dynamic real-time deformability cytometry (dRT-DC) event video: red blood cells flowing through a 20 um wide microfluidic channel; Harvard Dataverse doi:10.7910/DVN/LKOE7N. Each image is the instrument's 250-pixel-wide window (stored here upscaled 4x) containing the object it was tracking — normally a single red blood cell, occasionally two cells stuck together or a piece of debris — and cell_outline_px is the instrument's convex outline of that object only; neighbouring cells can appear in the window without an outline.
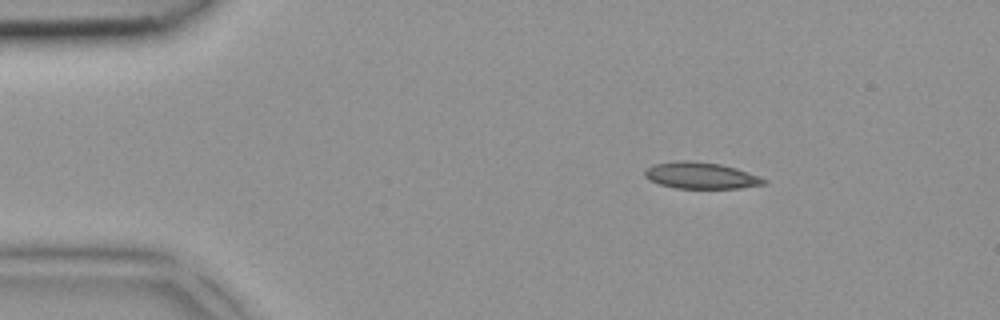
{"species": "common noctule bat (a hibernating species)", "species_latin": "Nyctalus noctula", "temperature_condition": "room temperature", "stored_images_in_passage": 4, "segment_of_instrument_passage": [1, 2], "camera_frame_rate_fps": 3000, "um_per_image_px": 0.085, "animal": {"sex": "female", "body_mass_g": 18.4}, "frame": {"image": 1, "passage_image": 1, "time_ms": 0.0, "image_size_px": [1000, 320], "cell_outline_px": [[768, 180], [764, 184], [740, 188], [676, 188], [660, 184], [644, 176], [644, 172], [652, 164], [680, 160], [688, 160], [720, 164], [736, 168]], "centroid_in_image_um": [59.56, 14.91], "position_along_channel_um": 25.4, "area_um2": 18.15}}
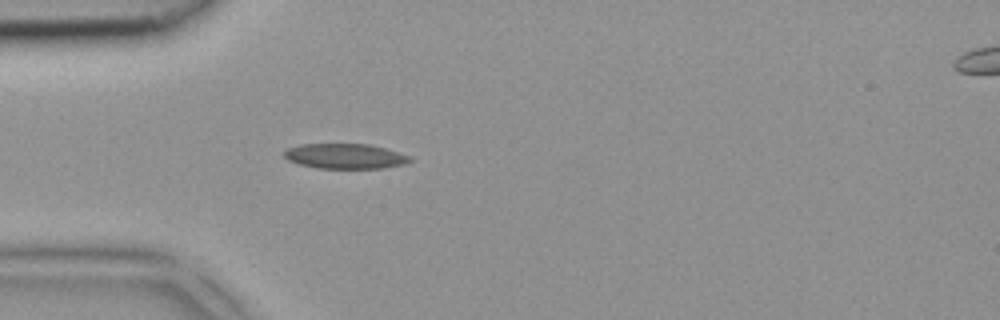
{"frame": {"image": 2, "passage_image": 3, "time_ms": 0.667, "image_size_px": [1000, 320], "cell_outline_px": [[412, 160], [404, 164], [384, 168], [320, 168], [300, 164], [288, 160], [284, 156], [284, 152], [288, 148], [300, 144], [368, 144], [384, 148], [412, 156]], "centroid_in_image_um": [29.36, 13.27], "position_along_channel_um": 55.6, "area_um2": 18.26}}